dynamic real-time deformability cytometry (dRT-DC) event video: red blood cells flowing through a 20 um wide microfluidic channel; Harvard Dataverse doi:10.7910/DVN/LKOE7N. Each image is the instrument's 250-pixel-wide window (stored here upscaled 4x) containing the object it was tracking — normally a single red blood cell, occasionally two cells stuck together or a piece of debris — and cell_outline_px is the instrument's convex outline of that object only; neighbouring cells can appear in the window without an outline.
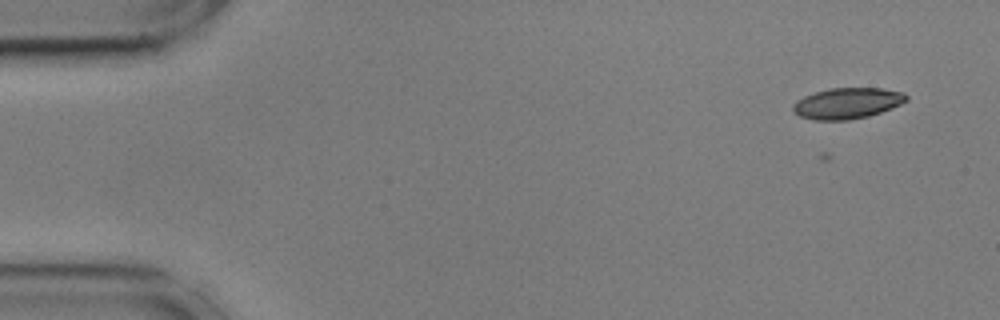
{"species": "common noctule bat (a hibernating species)", "species_latin": "Nyctalus noctula", "temperature_condition": "cold", "stored_images_in_passage": 60, "camera_frame_rate_fps": 3000, "um_per_image_px": 0.085, "animal": {"sex": "male", "body_mass_g": 17.9, "forearm_length_mm": 54.2}, "frame": {"image": 1, "passage_image": 7, "time_ms": 2.0, "image_size_px": [1000, 320], "cell_outline_px": [[908, 100], [892, 108], [868, 116], [848, 120], [812, 120], [800, 116], [792, 112], [792, 104], [796, 100], [804, 96], [816, 92], [832, 88], [884, 88], [904, 92], [908, 96]], "centroid_in_image_um": [72.01, 8.78], "position_along_channel_um": 13.0, "area_um2": 20.58}}
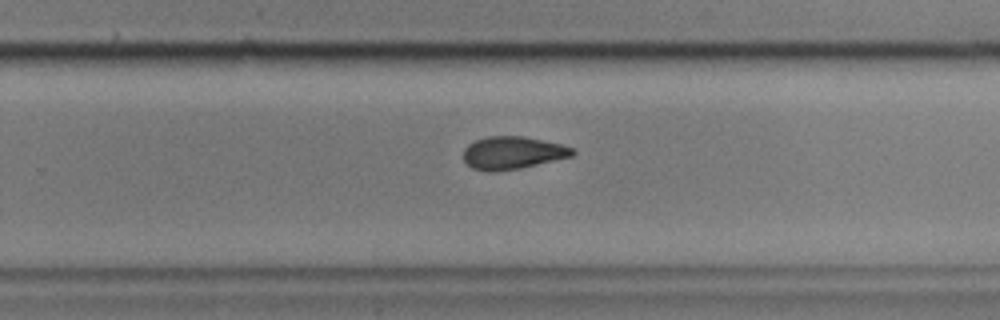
{"frame": {"image": 2, "passage_image": 39, "time_ms": 12.667, "image_size_px": [1000, 320], "cell_outline_px": [[576, 152], [572, 156], [520, 168], [496, 172], [488, 172], [472, 168], [464, 160], [464, 148], [468, 144], [476, 140], [488, 136], [524, 136], [560, 144], [572, 148]], "centroid_in_image_um": [43.54, 12.99], "position_along_channel_um": 286.3, "area_um2": 20.69}}
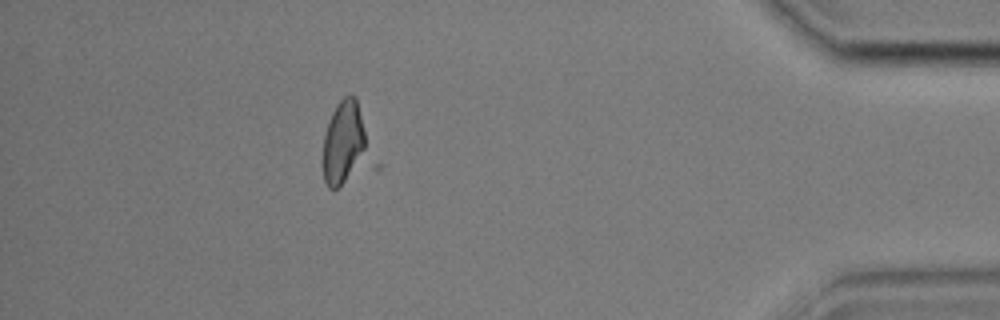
{"frame": {"image": 3, "passage_image": 53, "time_ms": 17.333, "image_size_px": [1000, 320], "cell_outline_px": [[364, 148], [340, 188], [328, 188], [324, 180], [320, 160], [324, 132], [332, 112], [336, 104], [344, 96], [356, 96], [364, 132]], "centroid_in_image_um": [29.06, 12.07], "position_along_channel_um": 406.1, "area_um2": 20.58}, "authors_computed_cell_mechanics": {"area_um2": 20.7213, "velocity_mm_per_s": 3.5972, "shape_relaxation_time_tau1_ms": 6.5635, "shape_relaxation_time_tau2_ms": 4.5877, "deformation_change_tau1": 0.1534, "deformation_change_tau2": 0.1022}}